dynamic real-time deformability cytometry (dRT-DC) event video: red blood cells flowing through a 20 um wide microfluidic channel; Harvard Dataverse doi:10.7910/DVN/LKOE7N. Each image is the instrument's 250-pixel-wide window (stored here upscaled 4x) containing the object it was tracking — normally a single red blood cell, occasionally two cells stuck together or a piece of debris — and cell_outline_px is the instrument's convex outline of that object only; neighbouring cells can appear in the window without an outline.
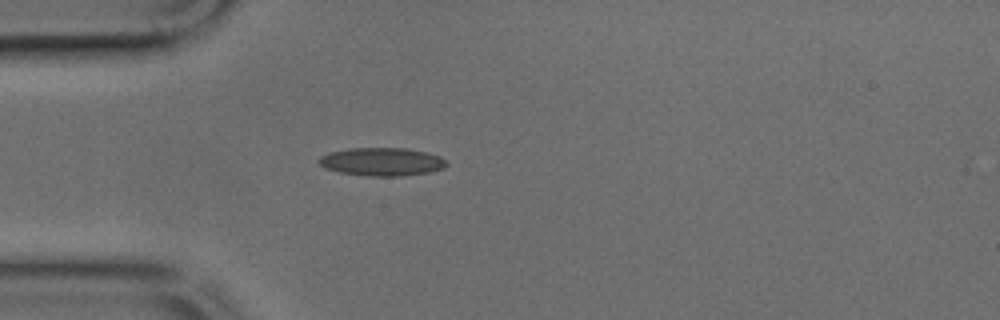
{"species": "common noctule bat (a hibernating species)", "species_latin": "Nyctalus noctula", "temperature_condition": "cold", "stored_images_in_passage": 36, "camera_frame_rate_fps": 3000, "um_per_image_px": 0.085, "animal": {"sex": "male", "body_mass_g": 17.9, "forearm_length_mm": 54.2}, "frame": {"image": 1, "passage_image": 1, "time_ms": 0.0, "image_size_px": [1000, 320], "cell_outline_px": [[448, 164], [444, 168], [428, 172], [404, 176], [368, 176], [340, 172], [324, 168], [316, 160], [320, 156], [332, 152], [348, 148], [408, 148], [428, 152], [440, 156]], "centroid_in_image_um": [32.46, 13.74], "position_along_channel_um": 52.5, "area_um2": 21.04}}
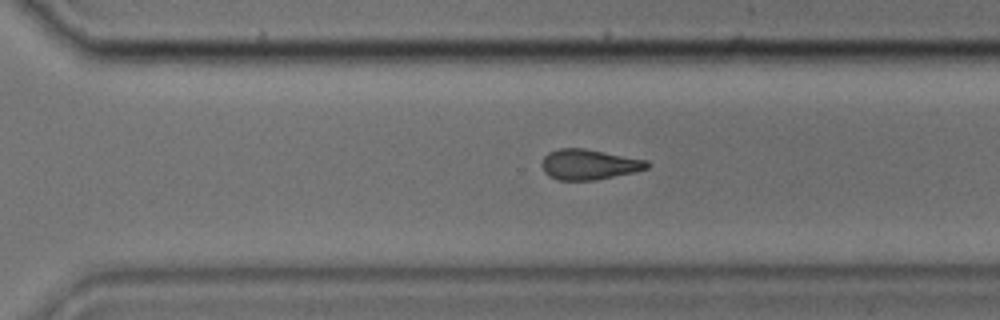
{"frame": {"image": 2, "passage_image": 21, "time_ms": 6.667, "image_size_px": [1000, 320], "cell_outline_px": [[652, 164], [648, 168], [636, 172], [596, 180], [556, 180], [548, 176], [544, 172], [540, 164], [544, 156], [548, 152], [560, 148], [584, 148], [648, 160]], "centroid_in_image_um": [50.07, 13.98], "position_along_channel_um": 320.5, "area_um2": 18.96}}
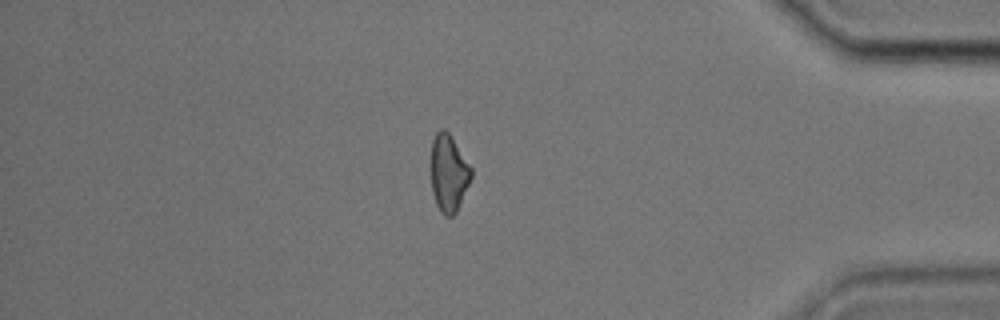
{"frame": {"image": 3, "passage_image": 29, "time_ms": 9.333, "image_size_px": [1000, 320], "cell_outline_px": [[472, 176], [456, 212], [452, 216], [444, 216], [440, 212], [436, 204], [432, 192], [432, 140], [436, 132], [440, 128], [444, 128], [448, 132], [472, 168]], "centroid_in_image_um": [38.13, 14.72], "position_along_channel_um": 397.1, "area_um2": 17.86}}